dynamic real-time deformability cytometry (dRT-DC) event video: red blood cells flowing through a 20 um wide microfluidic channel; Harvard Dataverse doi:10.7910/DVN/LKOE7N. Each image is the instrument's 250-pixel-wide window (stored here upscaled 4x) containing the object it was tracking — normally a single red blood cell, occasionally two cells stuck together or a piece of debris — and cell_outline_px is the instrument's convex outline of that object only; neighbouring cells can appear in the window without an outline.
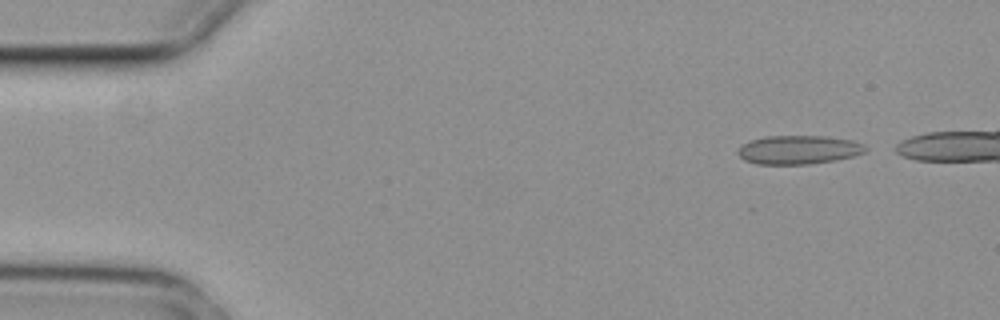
{"species": "common noctule bat (a hibernating species)", "species_latin": "Nyctalus noctula", "temperature_condition": "cold", "stored_images_in_passage": 3, "camera_frame_rate_fps": 3000, "um_per_image_px": 0.085, "animal": {"sex": "female", "body_mass_g": 29.2, "forearm_length_mm": 56.3}, "frame": {"image": 1, "passage_image": 1, "time_ms": 0.0, "image_size_px": [1000, 320], "cell_outline_px": [[868, 148], [864, 152], [852, 156], [832, 160], [808, 164], [756, 164], [744, 160], [736, 152], [740, 144], [748, 140], [764, 136], [824, 136], [852, 140], [864, 144]], "centroid_in_image_um": [67.81, 12.72], "position_along_channel_um": 17.2, "area_um2": 21.44}}